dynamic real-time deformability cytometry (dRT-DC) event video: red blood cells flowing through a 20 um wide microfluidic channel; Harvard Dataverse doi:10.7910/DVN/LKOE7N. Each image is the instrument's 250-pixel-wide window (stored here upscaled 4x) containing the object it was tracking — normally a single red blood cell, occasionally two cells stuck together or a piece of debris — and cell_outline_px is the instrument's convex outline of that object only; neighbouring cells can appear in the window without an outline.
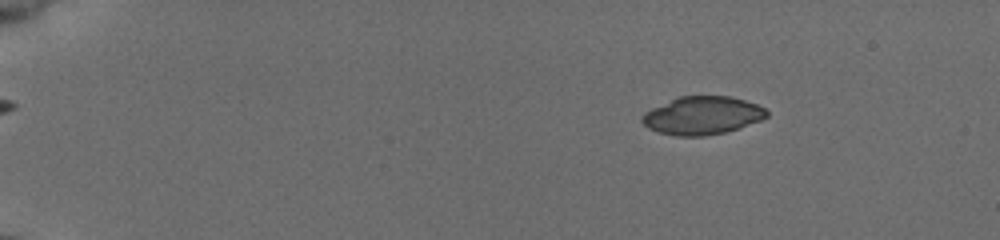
{"species": "common noctule bat (a hibernating species)", "species_latin": "Nyctalus noctula", "temperature_condition": "cold", "stored_images_in_passage": 55, "camera_frame_rate_fps": 3000, "um_per_image_px": 0.085, "animal": {"sex": "female", "body_mass_g": 19.5, "forearm_length_mm": 54.1}, "frame": {"image": 1, "passage_image": 10, "time_ms": 3.0, "image_size_px": [1000, 240], "cell_outline_px": [[768, 116], [760, 120], [740, 128], [724, 132], [704, 136], [676, 136], [656, 132], [648, 128], [640, 120], [640, 116], [644, 112], [676, 96], [728, 96], [744, 100], [756, 104], [764, 108], [768, 112]], "centroid_in_image_um": [59.65, 9.82], "position_along_channel_um": 25.4, "area_um2": 27.8}}
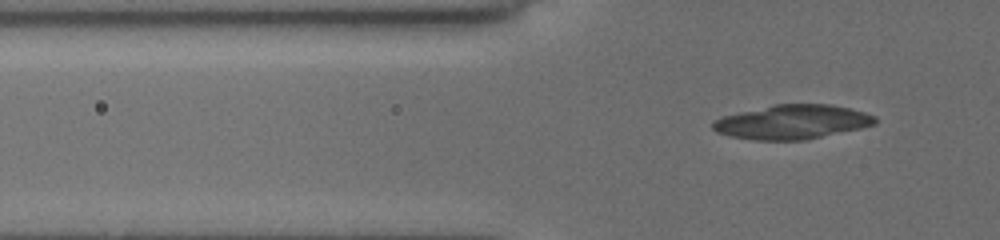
{"frame": {"image": 2, "passage_image": 20, "time_ms": 6.333, "image_size_px": [1000, 240], "cell_outline_px": [[876, 124], [860, 128], [804, 140], [756, 140], [732, 136], [716, 132], [712, 128], [712, 120], [720, 116], [776, 104], [832, 104], [864, 112], [876, 116]], "centroid_in_image_um": [67.31, 10.36], "position_along_channel_um": 58.5, "area_um2": 32.25}}